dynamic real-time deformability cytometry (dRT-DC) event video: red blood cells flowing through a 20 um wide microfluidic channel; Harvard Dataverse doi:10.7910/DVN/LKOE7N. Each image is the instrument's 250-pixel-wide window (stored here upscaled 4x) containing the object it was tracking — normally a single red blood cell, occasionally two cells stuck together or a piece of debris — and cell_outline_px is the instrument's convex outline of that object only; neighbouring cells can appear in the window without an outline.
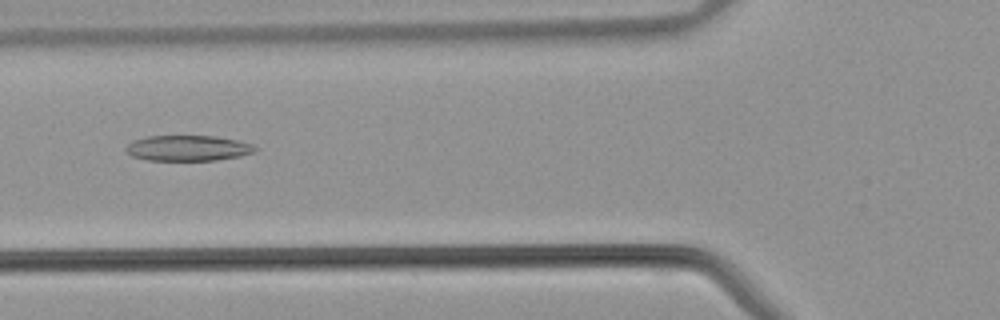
{"species": "common noctule bat (a hibernating species)", "species_latin": "Nyctalus noctula", "temperature_condition": "warm", "stored_images_in_passage": 36, "camera_frame_rate_fps": 3000, "um_per_image_px": 0.085, "animal": {"sex": "male", "body_mass_g": 21.5, "forearm_length_mm": 52.0}, "frame": {"image": 1, "passage_image": 10, "time_ms": 3.0, "image_size_px": [1000, 320], "cell_outline_px": [[260, 148], [252, 152], [240, 156], [216, 160], [148, 160], [132, 156], [124, 152], [124, 148], [132, 140], [148, 136], [216, 136], [236, 140], [252, 144]], "centroid_in_image_um": [15.94, 12.59], "position_along_channel_um": 109.9, "area_um2": 19.31}}
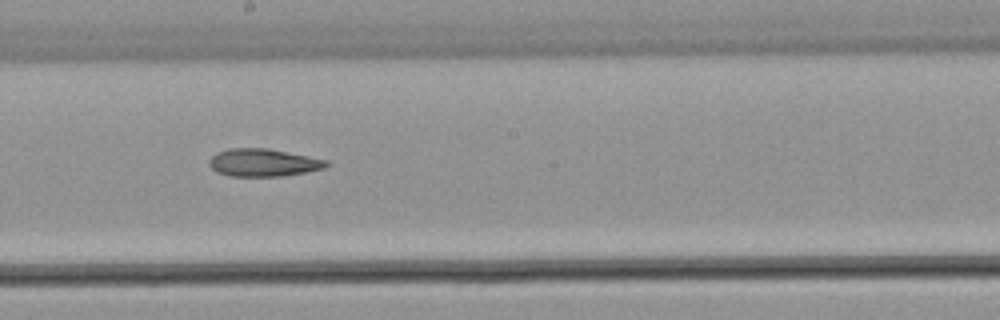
{"frame": {"image": 2, "passage_image": 17, "time_ms": 5.333, "image_size_px": [1000, 320], "cell_outline_px": [[332, 164], [324, 168], [284, 176], [228, 176], [216, 172], [208, 164], [208, 160], [216, 152], [228, 148], [268, 148], [328, 160]], "centroid_in_image_um": [22.36, 13.82], "position_along_channel_um": 225.8, "area_um2": 19.07}}
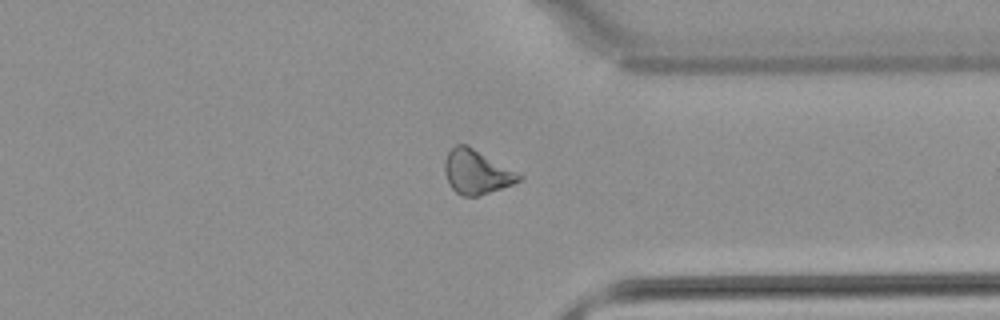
{"frame": {"image": 3, "passage_image": 26, "time_ms": 8.333, "image_size_px": [1000, 320], "cell_outline_px": [[524, 176], [520, 180], [512, 184], [476, 196], [460, 196], [448, 184], [444, 172], [444, 164], [448, 152], [456, 144], [468, 144]], "centroid_in_image_um": [40.47, 14.6], "position_along_channel_um": 370.9, "area_um2": 19.02}}